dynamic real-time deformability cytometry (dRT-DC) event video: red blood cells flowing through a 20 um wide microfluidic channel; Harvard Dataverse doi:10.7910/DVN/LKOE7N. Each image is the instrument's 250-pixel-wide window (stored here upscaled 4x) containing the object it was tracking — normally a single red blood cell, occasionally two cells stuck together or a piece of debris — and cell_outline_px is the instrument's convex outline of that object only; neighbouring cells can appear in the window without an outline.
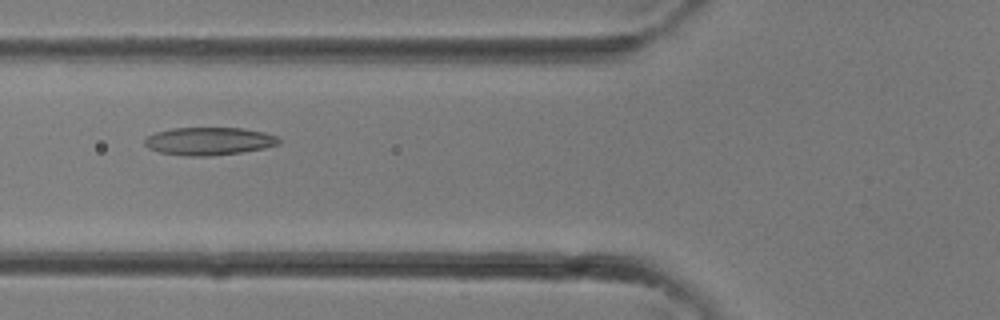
{"species": "common noctule bat (a hibernating species)", "species_latin": "Nyctalus noctula", "temperature_condition": "room temperature", "stored_images_in_passage": 33, "camera_frame_rate_fps": 3000, "um_per_image_px": 0.085, "animal": {"sex": "female"}, "frame": {"image": 1, "passage_image": 13, "time_ms": 4.0, "image_size_px": [1000, 320], "cell_outline_px": [[280, 144], [264, 148], [240, 152], [212, 156], [184, 156], [160, 152], [148, 148], [144, 144], [144, 140], [148, 136], [156, 132], [172, 128], [244, 128], [264, 132], [276, 136], [280, 140]], "centroid_in_image_um": [17.76, 12.0], "position_along_channel_um": 108.0, "area_um2": 21.79}}
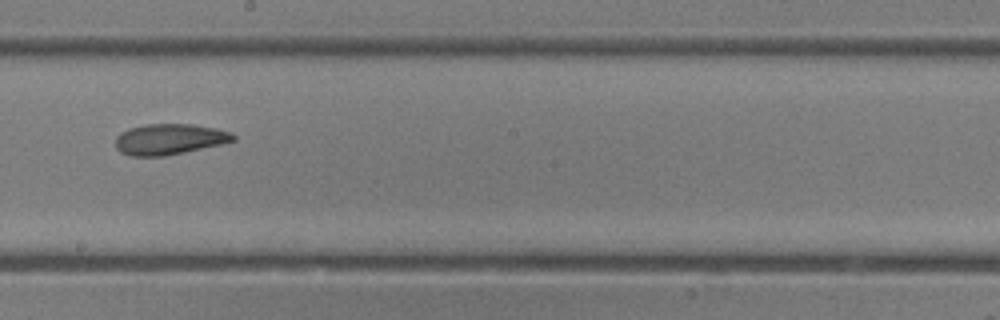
{"frame": {"image": 2, "passage_image": 19, "time_ms": 6.0, "image_size_px": [1000, 320], "cell_outline_px": [[236, 140], [224, 144], [164, 156], [128, 156], [120, 152], [116, 148], [116, 136], [120, 132], [128, 128], [148, 124], [192, 124], [216, 128], [232, 132], [236, 136]], "centroid_in_image_um": [14.41, 11.83], "position_along_channel_um": 233.8, "area_um2": 21.39}}
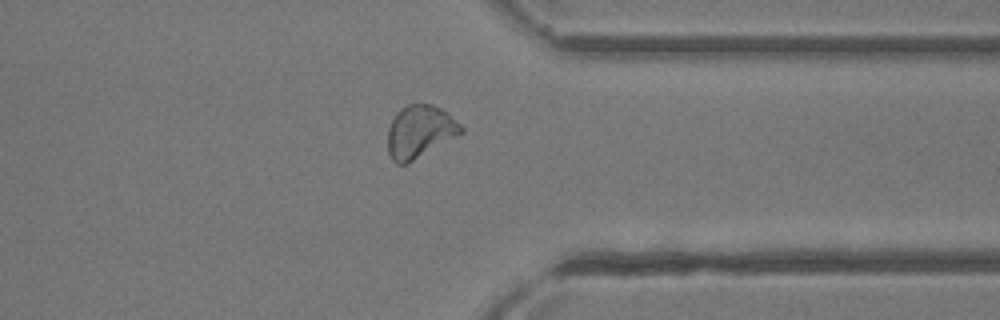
{"frame": {"image": 3, "passage_image": 26, "time_ms": 8.333, "image_size_px": [1000, 320], "cell_outline_px": [[464, 132], [408, 164], [396, 164], [392, 160], [388, 152], [388, 128], [396, 112], [400, 108], [408, 104], [432, 104], [440, 108], [460, 124], [464, 128]], "centroid_in_image_um": [35.66, 11.2], "position_along_channel_um": 375.7, "area_um2": 22.48}}